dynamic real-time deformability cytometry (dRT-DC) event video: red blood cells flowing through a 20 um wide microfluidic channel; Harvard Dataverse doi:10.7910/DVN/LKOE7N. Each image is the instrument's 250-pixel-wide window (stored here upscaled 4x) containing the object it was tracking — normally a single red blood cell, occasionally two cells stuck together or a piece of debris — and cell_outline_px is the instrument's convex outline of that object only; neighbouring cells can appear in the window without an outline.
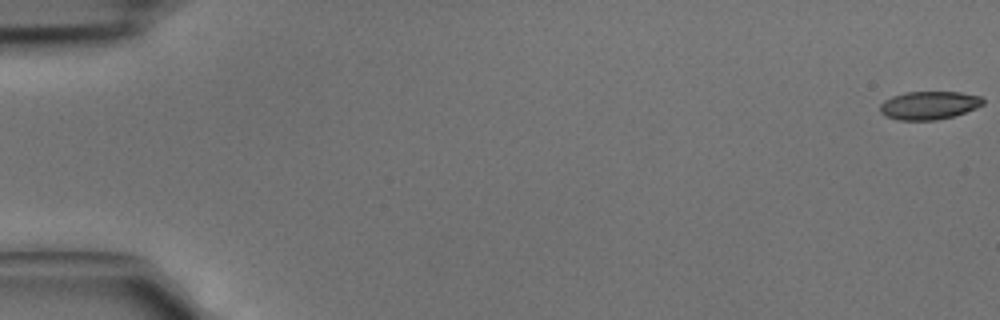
{"species": "common noctule bat (a hibernating species)", "species_latin": "Nyctalus noctula", "temperature_condition": "cold", "stored_images_in_passage": 6, "segment_of_instrument_passage": [1, 2], "camera_frame_rate_fps": 3000, "um_per_image_px": 0.085, "animal": {"sex": "male", "body_mass_g": 15.6}, "frame": {"image": 1, "passage_image": 1, "time_ms": 0.0, "image_size_px": [1000, 320], "cell_outline_px": [[984, 104], [976, 108], [952, 116], [936, 120], [900, 120], [884, 116], [880, 112], [880, 104], [884, 100], [892, 96], [904, 92], [960, 92], [980, 96], [984, 100]], "centroid_in_image_um": [78.94, 8.95], "position_along_channel_um": 6.1, "area_um2": 16.94}}
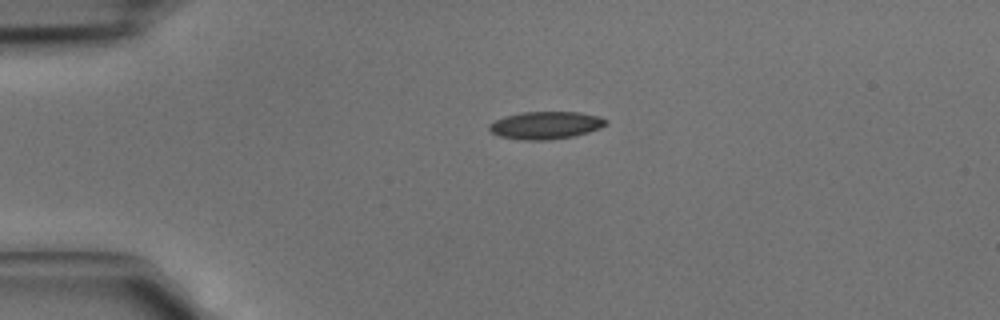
{"frame": {"image": 2, "passage_image": 4, "time_ms": 1.0, "image_size_px": [1000, 320], "cell_outline_px": [[608, 124], [600, 128], [588, 132], [572, 136], [544, 140], [524, 140], [500, 136], [492, 132], [488, 128], [488, 124], [504, 116], [520, 112], [580, 112], [600, 116], [608, 120]], "centroid_in_image_um": [46.4, 10.63], "position_along_channel_um": 38.6, "area_um2": 18.73}}